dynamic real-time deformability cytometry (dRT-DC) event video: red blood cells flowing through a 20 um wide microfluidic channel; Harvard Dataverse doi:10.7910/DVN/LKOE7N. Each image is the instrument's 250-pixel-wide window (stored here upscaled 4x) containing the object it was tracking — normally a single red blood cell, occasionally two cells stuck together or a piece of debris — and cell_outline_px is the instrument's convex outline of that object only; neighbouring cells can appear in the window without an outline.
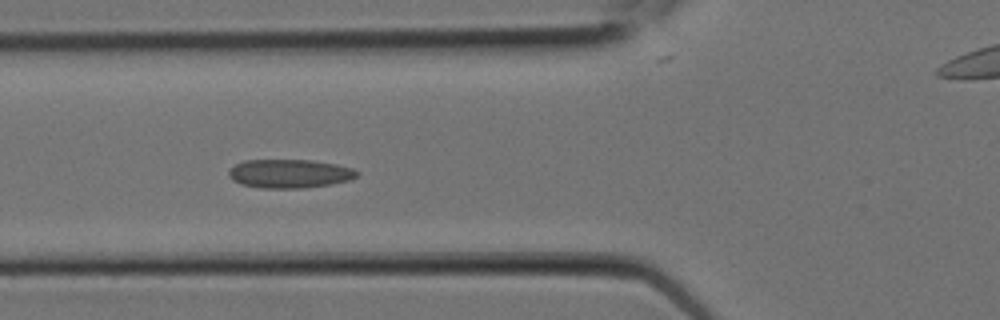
{"species": "Egyptian fruit bat (a non-hibernating species)", "species_latin": "Rousettus aegyptiacus", "temperature_condition": "room temperature", "stored_images_in_passage": 9, "camera_frame_rate_fps": 3000, "um_per_image_px": 0.085, "animal": {"sex": "female"}, "frame": {"image": 1, "passage_image": 7, "time_ms": 2.0, "image_size_px": [1000, 320], "cell_outline_px": [[360, 172], [356, 176], [348, 180], [328, 184], [304, 188], [260, 188], [240, 184], [232, 180], [228, 176], [228, 172], [236, 164], [244, 160], [312, 160], [336, 164], [352, 168]], "centroid_in_image_um": [24.58, 14.76], "position_along_channel_um": 101.2, "area_um2": 21.39}}
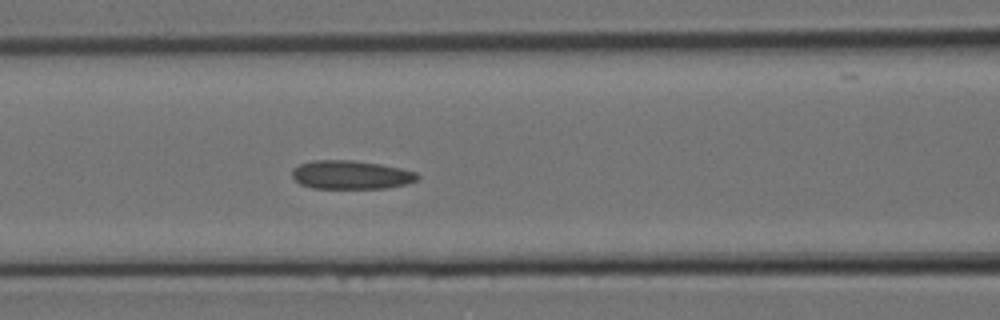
{"frame": {"image": 2, "passage_image": 8, "time_ms": 2.333, "image_size_px": [1000, 320], "cell_outline_px": [[420, 176], [416, 180], [404, 184], [384, 188], [312, 188], [300, 184], [292, 176], [292, 168], [300, 164], [312, 160], [356, 160], [380, 164], [400, 168], [416, 172]], "centroid_in_image_um": [29.8, 14.85], "position_along_channel_um": 136.8, "area_um2": 20.87}}